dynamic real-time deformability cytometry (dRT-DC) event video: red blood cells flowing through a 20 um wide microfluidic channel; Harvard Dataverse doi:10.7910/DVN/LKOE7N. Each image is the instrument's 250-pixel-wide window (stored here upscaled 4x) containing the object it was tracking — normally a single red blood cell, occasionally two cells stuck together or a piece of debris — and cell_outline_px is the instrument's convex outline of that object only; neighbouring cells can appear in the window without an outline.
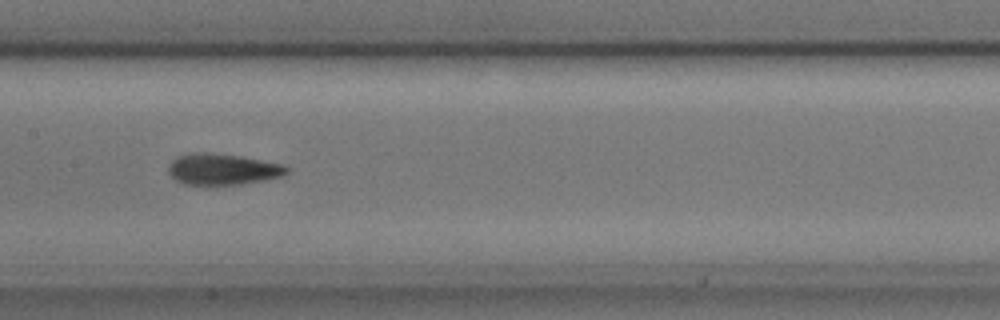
{"species": "common noctule bat (a hibernating species)", "species_latin": "Nyctalus noctula", "temperature_condition": "cold", "stored_images_in_passage": 22, "camera_frame_rate_fps": 3000, "um_per_image_px": 0.085, "animal": {"sex": "male", "body_mass_g": 17.9, "forearm_length_mm": 54.2}, "frame": {"image": 1, "passage_image": 15, "time_ms": 4.667, "image_size_px": [1000, 320], "cell_outline_px": [[288, 172], [280, 176], [264, 180], [240, 184], [208, 188], [204, 188], [184, 184], [176, 180], [168, 172], [168, 164], [172, 160], [180, 156], [196, 152], [204, 152], [240, 156], [280, 164], [288, 168]], "centroid_in_image_um": [18.84, 14.44], "position_along_channel_um": 188.6, "area_um2": 21.91}}
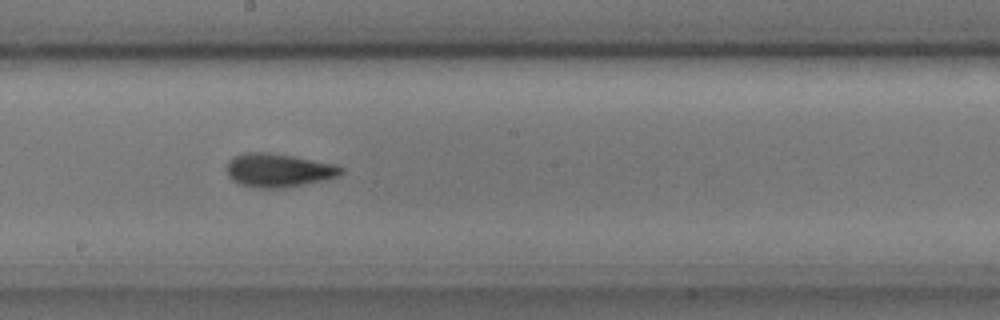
{"frame": {"image": 2, "passage_image": 18, "time_ms": 5.667, "image_size_px": [1000, 320], "cell_outline_px": [[344, 172], [340, 176], [324, 180], [280, 188], [260, 188], [240, 184], [232, 180], [228, 176], [228, 160], [244, 152], [268, 152], [292, 156], [336, 164], [344, 168]], "centroid_in_image_um": [23.7, 14.46], "position_along_channel_um": 224.5, "area_um2": 22.25}}